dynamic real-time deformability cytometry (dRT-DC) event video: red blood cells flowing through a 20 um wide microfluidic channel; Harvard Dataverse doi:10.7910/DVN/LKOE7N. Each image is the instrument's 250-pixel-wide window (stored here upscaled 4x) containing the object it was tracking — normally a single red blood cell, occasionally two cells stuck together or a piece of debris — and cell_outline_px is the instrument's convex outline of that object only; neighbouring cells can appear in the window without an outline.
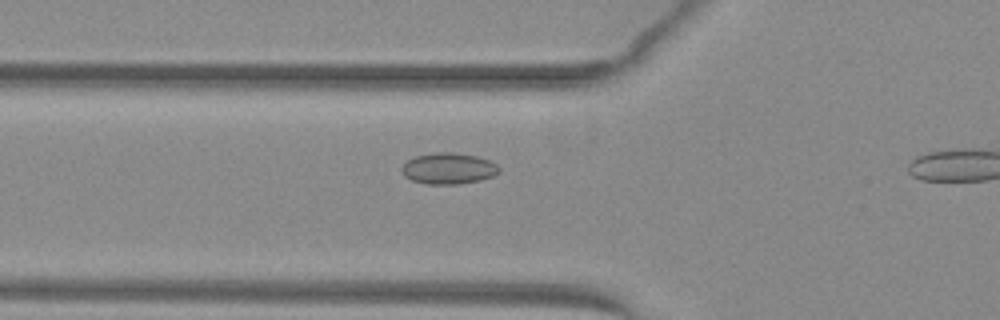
{"species": "common noctule bat (a hibernating species)", "species_latin": "Nyctalus noctula", "temperature_condition": "warm", "stored_images_in_passage": 8, "camera_frame_rate_fps": 3000, "um_per_image_px": 0.085, "animal": {"sex": "female", "body_mass_g": 29.2, "forearm_length_mm": 56.3}, "frame": {"image": 1, "passage_image": 7, "time_ms": 2.0, "image_size_px": [1000, 320], "cell_outline_px": [[500, 172], [492, 176], [480, 180], [456, 184], [428, 184], [412, 180], [404, 176], [400, 168], [408, 160], [416, 156], [436, 152], [452, 152], [476, 156], [488, 160], [496, 164], [500, 168]], "centroid_in_image_um": [38.11, 14.32], "position_along_channel_um": 87.7, "area_um2": 17.57}}